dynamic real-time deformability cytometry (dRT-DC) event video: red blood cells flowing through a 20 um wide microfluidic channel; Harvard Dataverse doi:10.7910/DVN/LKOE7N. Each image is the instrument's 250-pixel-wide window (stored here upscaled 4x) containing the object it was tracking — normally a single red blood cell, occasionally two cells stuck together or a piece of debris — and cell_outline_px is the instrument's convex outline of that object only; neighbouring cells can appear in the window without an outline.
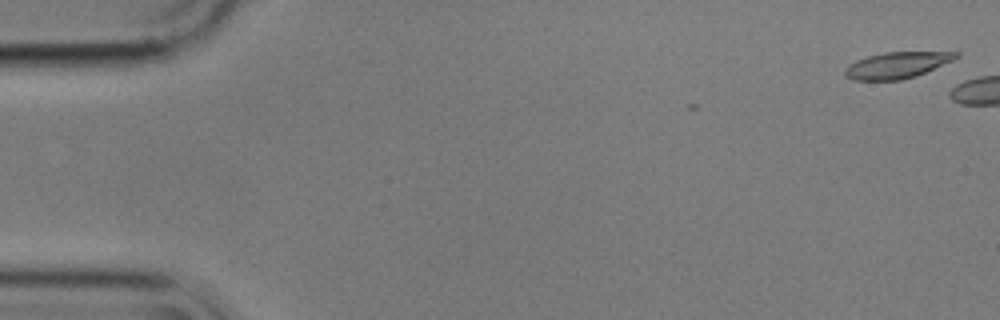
{"species": "common noctule bat (a hibernating species)", "species_latin": "Nyctalus noctula", "temperature_condition": "cold", "stored_images_in_passage": 9, "camera_frame_rate_fps": 3000, "um_per_image_px": 0.085, "animal": {"sex": "male", "body_mass_g": 17.9}, "frame": {"image": 1, "passage_image": 2, "time_ms": 0.333, "image_size_px": [1000, 320], "cell_outline_px": [[960, 56], [952, 60], [916, 76], [900, 80], [852, 80], [844, 76], [844, 72], [856, 60], [868, 56], [884, 52], [960, 52]], "centroid_in_image_um": [76.24, 5.54], "position_along_channel_um": 8.8, "area_um2": 16.76}}